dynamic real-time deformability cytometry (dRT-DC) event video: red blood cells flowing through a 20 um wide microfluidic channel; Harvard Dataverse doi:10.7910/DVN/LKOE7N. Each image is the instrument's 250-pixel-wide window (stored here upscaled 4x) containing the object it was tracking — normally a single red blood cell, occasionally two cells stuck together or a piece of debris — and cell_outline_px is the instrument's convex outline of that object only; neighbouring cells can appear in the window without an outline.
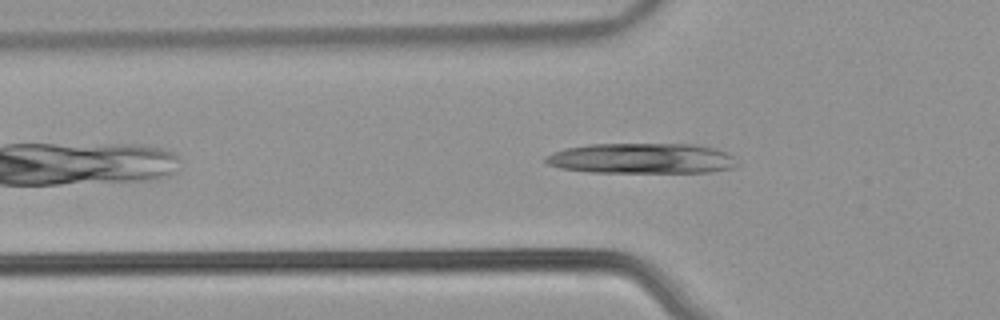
{"species": "common noctule bat (a hibernating species)", "species_latin": "Nyctalus noctula", "temperature_condition": "warm", "stored_images_in_passage": 37, "camera_frame_rate_fps": 3000, "um_per_image_px": 0.085, "animal": {"sex": "male", "body_mass_g": 21.5, "forearm_length_mm": 52.0}, "frame": {"image": 1, "passage_image": 6, "time_ms": 1.667, "image_size_px": [1000, 320], "cell_outline_px": [[740, 164], [736, 168], [712, 172], [592, 172], [560, 168], [548, 164], [544, 160], [544, 156], [552, 152], [564, 148], [588, 144], [696, 144], [716, 148], [728, 152], [736, 156]], "centroid_in_image_um": [54.63, 13.46], "position_along_channel_um": 71.2, "area_um2": 34.56}}
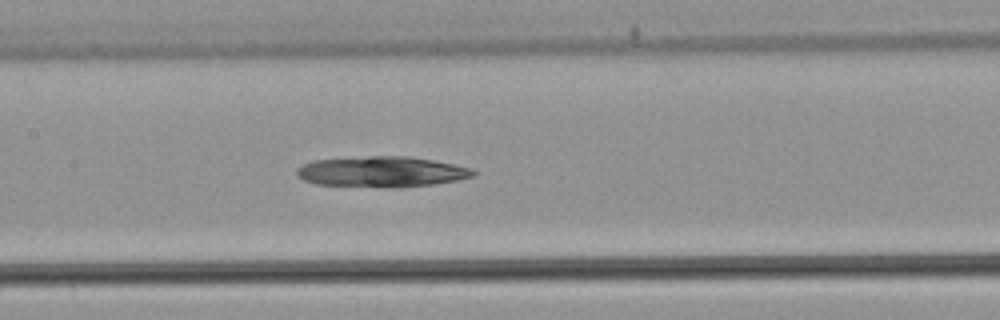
{"frame": {"image": 2, "passage_image": 14, "time_ms": 4.333, "image_size_px": [1000, 320], "cell_outline_px": [[476, 172], [472, 176], [456, 180], [432, 184], [396, 188], [384, 188], [316, 184], [304, 180], [296, 176], [296, 168], [312, 160], [372, 156], [408, 156], [432, 160], [472, 168]], "centroid_in_image_um": [32.39, 14.61], "position_along_channel_um": 175.0, "area_um2": 31.56}}
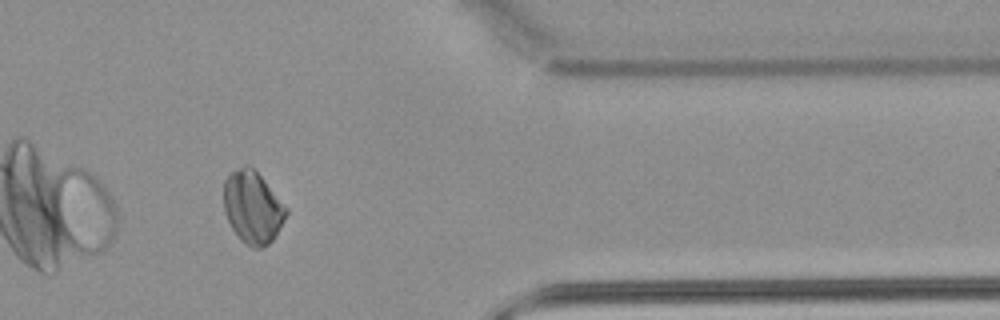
{"frame": {"image": 3, "passage_image": 32, "time_ms": 10.333, "image_size_px": [1000, 320], "cell_outline_px": [[288, 212], [272, 240], [268, 244], [260, 248], [252, 248], [244, 244], [240, 240], [232, 228], [224, 212], [224, 180], [232, 172], [244, 164], [248, 164], [260, 176], [288, 208]], "centroid_in_image_um": [21.46, 17.63], "position_along_channel_um": 389.9, "area_um2": 26.07}}